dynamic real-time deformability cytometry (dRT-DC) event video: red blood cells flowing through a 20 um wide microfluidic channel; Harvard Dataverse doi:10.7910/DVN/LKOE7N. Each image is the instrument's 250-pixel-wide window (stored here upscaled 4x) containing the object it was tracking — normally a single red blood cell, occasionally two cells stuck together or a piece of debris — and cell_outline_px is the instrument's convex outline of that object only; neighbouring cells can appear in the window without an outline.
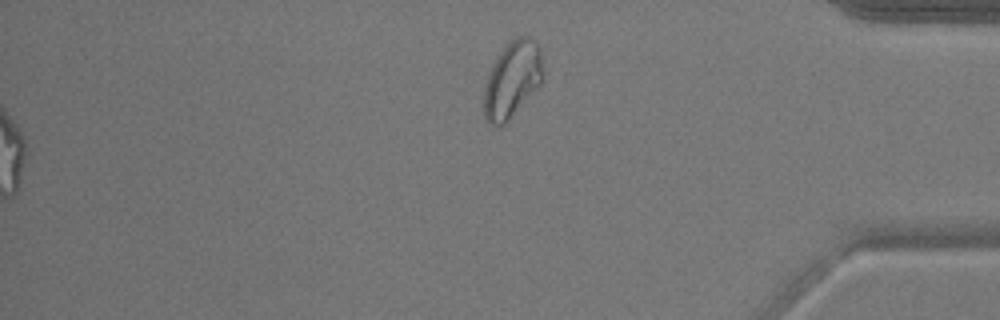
{"species": "common noctule bat (a hibernating species)", "species_latin": "Nyctalus noctula", "temperature_condition": "warm", "stored_images_in_passage": 53, "segment_of_instrument_passage": [2, 2], "camera_frame_rate_fps": 3000, "um_per_image_px": 0.085, "animal": {"sex": "male", "body_mass_g": 17.9}, "frame": {"image": 1, "passage_image": 53, "time_ms": 17.333, "image_size_px": [1000, 320], "cell_outline_px": [[540, 84], [508, 120], [504, 124], [492, 124], [484, 116], [484, 88], [488, 76], [500, 52], [516, 36], [528, 36], [536, 40], [540, 44]], "centroid_in_image_um": [43.53, 6.73], "position_along_channel_um": 391.7, "area_um2": 25.26}}